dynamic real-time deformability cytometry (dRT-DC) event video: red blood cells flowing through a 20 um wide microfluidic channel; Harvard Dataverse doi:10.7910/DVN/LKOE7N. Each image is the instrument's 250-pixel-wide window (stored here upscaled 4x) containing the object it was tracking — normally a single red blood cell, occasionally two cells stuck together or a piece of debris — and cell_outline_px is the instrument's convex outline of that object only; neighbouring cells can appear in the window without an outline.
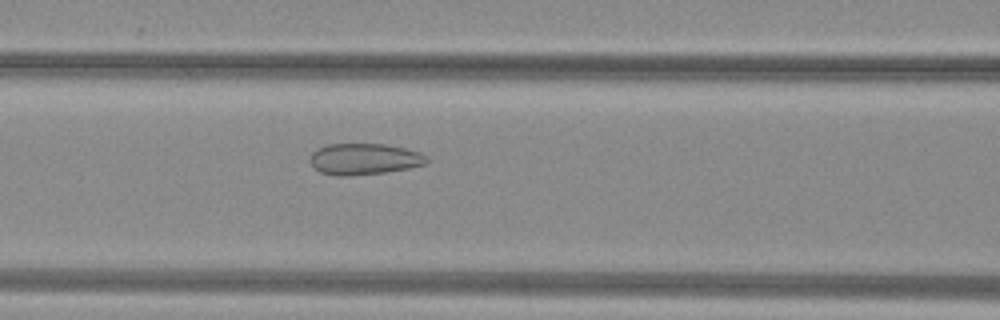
{"species": "common noctule bat (a hibernating species)", "species_latin": "Nyctalus noctula", "temperature_condition": "warm", "stored_images_in_passage": 34, "camera_frame_rate_fps": 3000, "um_per_image_px": 0.085, "animal": {"sex": "female", "body_mass_g": 29.2, "forearm_length_mm": 56.3}, "frame": {"image": 1, "passage_image": 12, "time_ms": 3.667, "image_size_px": [1000, 320], "cell_outline_px": [[428, 164], [388, 172], [352, 176], [336, 176], [320, 172], [308, 160], [312, 152], [328, 144], [384, 144], [404, 148], [420, 152], [428, 156]], "centroid_in_image_um": [30.98, 13.53], "position_along_channel_um": 135.6, "area_um2": 21.44}}
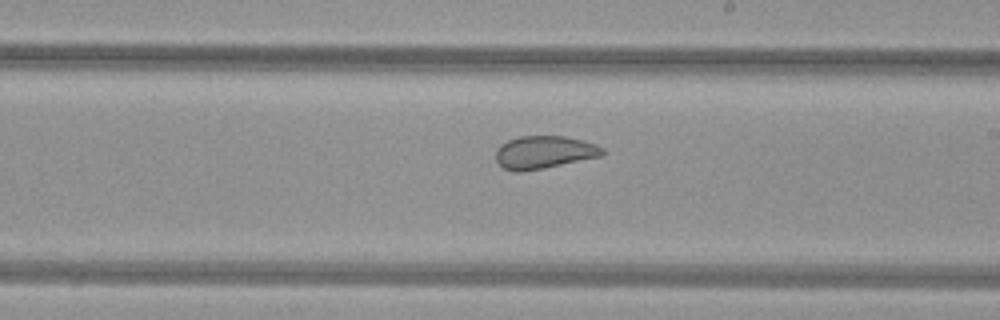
{"frame": {"image": 2, "passage_image": 20, "time_ms": 6.333, "image_size_px": [1000, 320], "cell_outline_px": [[604, 156], [524, 172], [512, 172], [504, 168], [496, 160], [496, 148], [500, 144], [508, 140], [520, 136], [564, 136], [596, 144], [604, 148]], "centroid_in_image_um": [46.25, 12.95], "position_along_channel_um": 242.8, "area_um2": 20.58}}
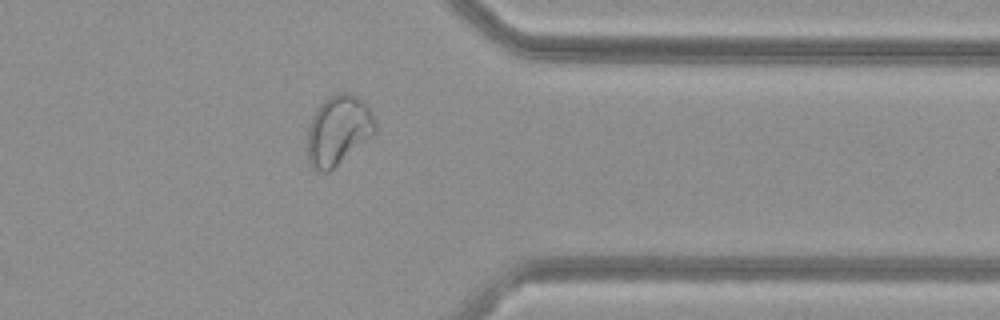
{"frame": {"image": 3, "passage_image": 31, "time_ms": 10.0, "image_size_px": [1000, 320], "cell_outline_px": [[376, 132], [328, 172], [320, 172], [308, 164], [308, 128], [312, 116], [316, 108], [328, 96], [336, 92], [348, 92], [356, 96], [368, 104], [376, 120]], "centroid_in_image_um": [28.76, 11.03], "position_along_channel_um": 382.6, "area_um2": 27.63}, "authors_computed_cell_mechanics": {"area_um2": 21.9062, "velocity_mm_per_s": 4.0268, "shape_relaxation_time_tau1_ms": null, "shape_relaxation_time_tau2_ms": 0.8821, "deformation_change_tau1": null, "deformation_change_tau2": 0.0556}}